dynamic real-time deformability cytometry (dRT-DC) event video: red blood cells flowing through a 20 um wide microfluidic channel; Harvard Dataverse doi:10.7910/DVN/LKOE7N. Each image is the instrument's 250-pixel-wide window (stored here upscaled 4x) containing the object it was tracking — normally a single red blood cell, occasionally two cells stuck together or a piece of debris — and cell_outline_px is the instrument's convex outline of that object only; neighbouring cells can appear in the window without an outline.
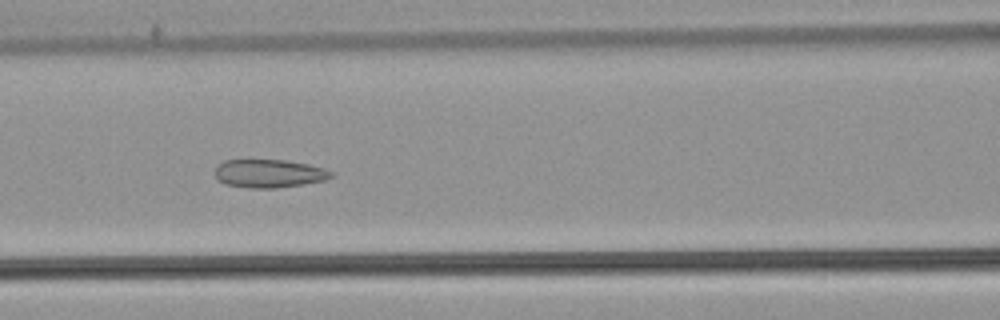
{"species": "common noctule bat (a hibernating species)", "species_latin": "Nyctalus noctula", "temperature_condition": "warm", "stored_images_in_passage": 54, "camera_frame_rate_fps": 3000, "um_per_image_px": 0.085, "animal": {"sex": "male", "body_mass_g": 21.5, "forearm_length_mm": 52.0}, "frame": {"image": 1, "passage_image": 24, "time_ms": 7.667, "image_size_px": [1000, 320], "cell_outline_px": [[336, 172], [332, 176], [324, 180], [304, 184], [276, 188], [248, 188], [224, 184], [216, 180], [216, 164], [224, 160], [284, 160], [308, 164], [324, 168]], "centroid_in_image_um": [22.85, 14.75], "position_along_channel_um": 143.7, "area_um2": 19.31}}
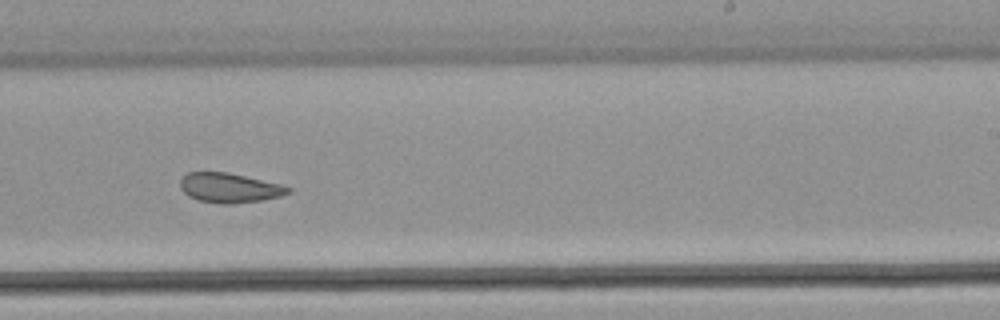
{"frame": {"image": 2, "passage_image": 34, "time_ms": 11.0, "image_size_px": [1000, 320], "cell_outline_px": [[292, 192], [280, 196], [260, 200], [232, 204], [220, 204], [200, 200], [188, 196], [180, 188], [180, 180], [188, 172], [228, 172], [280, 184], [292, 188]], "centroid_in_image_um": [19.5, 15.96], "position_along_channel_um": 269.5, "area_um2": 18.55}}
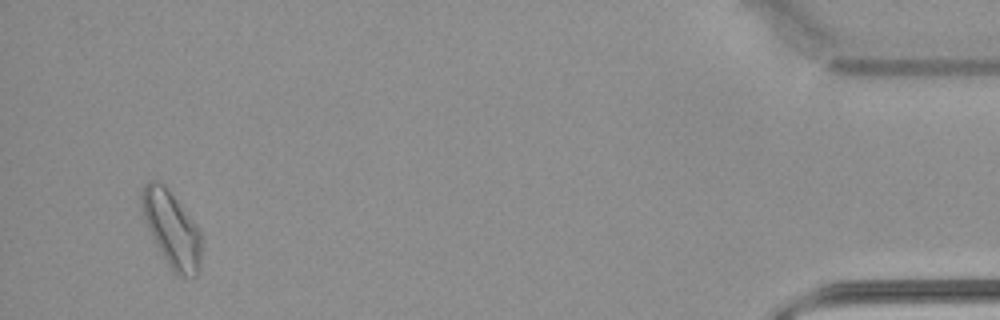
{"frame": {"image": 3, "passage_image": 52, "time_ms": 17.0, "image_size_px": [1000, 320], "cell_outline_px": [[200, 260], [196, 276], [180, 276], [172, 272], [156, 244], [148, 228], [144, 216], [140, 200], [140, 196], [144, 184], [148, 180], [156, 180], [164, 184], [200, 228]], "centroid_in_image_um": [14.58, 19.44], "position_along_channel_um": 420.6, "area_um2": 26.13}, "authors_computed_cell_mechanics": {"area_um2": 21.8195, "velocity_mm_per_s": 3.7859, "shape_relaxation_time_tau1_ms": null, "shape_relaxation_time_tau2_ms": 2.0345, "deformation_change_tau1": null, "deformation_change_tau2": 0.0815}}